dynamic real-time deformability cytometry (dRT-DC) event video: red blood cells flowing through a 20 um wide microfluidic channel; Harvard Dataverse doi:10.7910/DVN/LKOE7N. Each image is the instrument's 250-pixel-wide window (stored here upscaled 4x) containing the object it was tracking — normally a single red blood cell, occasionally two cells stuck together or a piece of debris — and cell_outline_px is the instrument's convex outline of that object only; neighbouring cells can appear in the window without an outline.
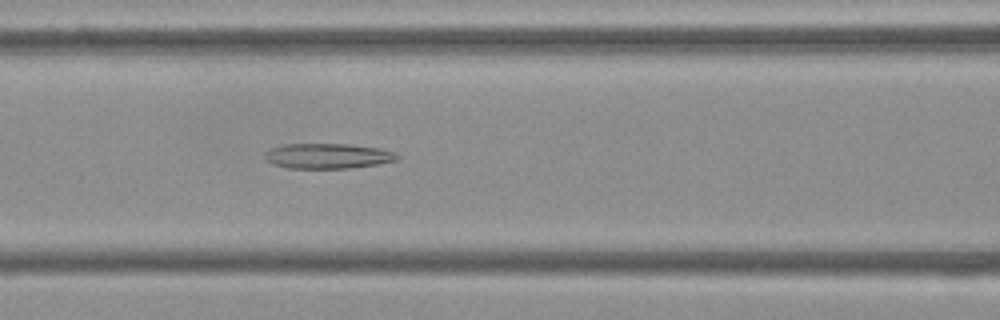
{"species": "Egyptian fruit bat (a non-hibernating species)", "species_latin": "Rousettus aegyptiacus", "temperature_condition": "cold", "stored_images_in_passage": 54, "camera_frame_rate_fps": 3000, "um_per_image_px": 0.085, "frame": {"image": 1, "passage_image": 23, "time_ms": 7.333, "image_size_px": [1000, 320], "cell_outline_px": [[400, 156], [396, 160], [376, 164], [348, 168], [288, 168], [272, 164], [264, 160], [264, 152], [272, 148], [284, 144], [348, 144], [380, 148], [396, 152]], "centroid_in_image_um": [27.83, 13.25], "position_along_channel_um": 138.8, "area_um2": 19.48}}
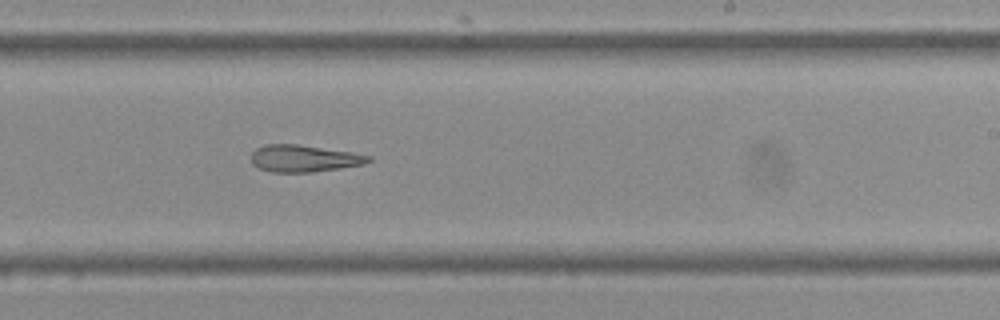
{"frame": {"image": 2, "passage_image": 33, "time_ms": 10.667, "image_size_px": [1000, 320], "cell_outline_px": [[372, 160], [364, 164], [340, 168], [312, 172], [272, 172], [260, 168], [252, 164], [252, 152], [256, 148], [264, 144], [296, 144], [352, 152], [372, 156]], "centroid_in_image_um": [25.84, 13.46], "position_along_channel_um": 263.2, "area_um2": 18.38}}
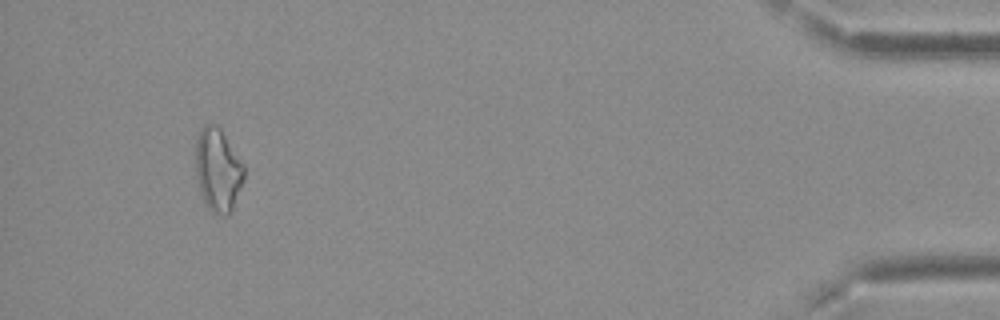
{"frame": {"image": 3, "passage_image": 51, "time_ms": 16.667, "image_size_px": [1000, 320], "cell_outline_px": [[244, 180], [232, 208], [228, 216], [224, 216], [212, 212], [208, 208], [200, 192], [196, 176], [196, 140], [204, 124], [216, 124], [220, 128], [244, 164]], "centroid_in_image_um": [18.53, 14.45], "position_along_channel_um": 416.7, "area_um2": 23.35}, "authors_computed_cell_mechanics": {"area_um2": 20.9814, "velocity_mm_per_s": 3.7346, "shape_relaxation_time_tau1_ms": null, "shape_relaxation_time_tau2_ms": 8.3412, "deformation_change_tau1": null, "deformation_change_tau2": 0.2494}}